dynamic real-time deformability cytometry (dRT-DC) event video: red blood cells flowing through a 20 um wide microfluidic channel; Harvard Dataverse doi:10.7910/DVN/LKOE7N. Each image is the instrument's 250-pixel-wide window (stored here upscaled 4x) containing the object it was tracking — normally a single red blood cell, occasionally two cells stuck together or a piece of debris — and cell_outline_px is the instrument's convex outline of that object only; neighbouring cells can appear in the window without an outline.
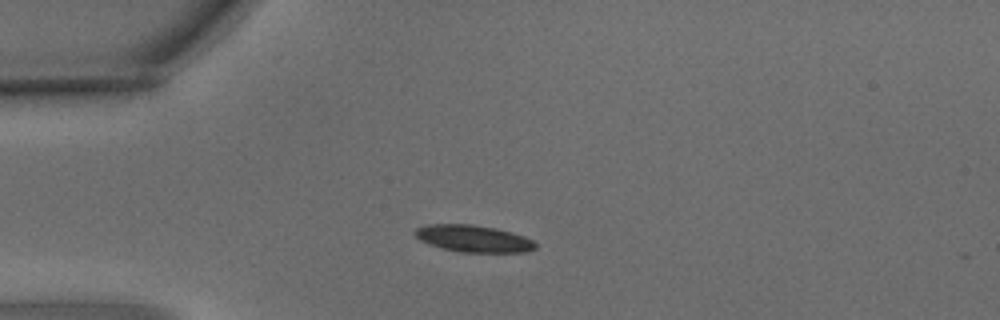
{"species": "common noctule bat (a hibernating species)", "species_latin": "Nyctalus noctula", "temperature_condition": "warm", "stored_images_in_passage": 7, "camera_frame_rate_fps": 3000, "um_per_image_px": 0.085, "animal": {"sex": "male", "body_mass_g": 15.6}, "frame": {"image": 1, "passage_image": 3, "time_ms": 0.667, "image_size_px": [1000, 320], "cell_outline_px": [[536, 248], [528, 252], [460, 252], [428, 244], [420, 240], [412, 232], [416, 228], [428, 224], [472, 224], [496, 228], [512, 232], [524, 236], [532, 240], [536, 244]], "centroid_in_image_um": [40.24, 20.27], "position_along_channel_um": 44.8, "area_um2": 18.96}}
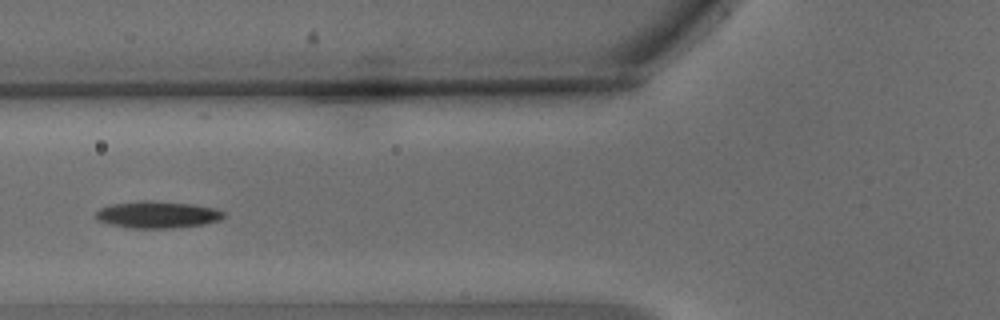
{"frame": {"image": 2, "passage_image": 5, "time_ms": 1.333, "image_size_px": [1000, 320], "cell_outline_px": [[224, 216], [220, 220], [204, 224], [180, 228], [128, 228], [108, 224], [96, 220], [96, 212], [100, 208], [112, 204], [136, 200], [148, 200], [192, 204], [216, 208], [224, 212]], "centroid_in_image_um": [13.36, 18.25], "position_along_channel_um": 112.4, "area_um2": 20.35}}
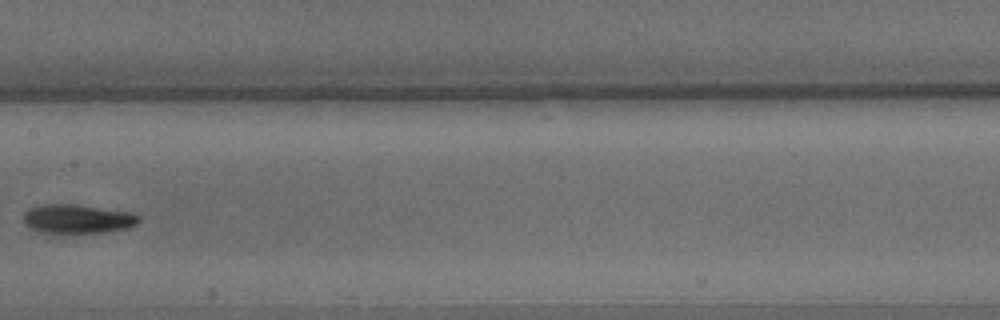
{"frame": {"image": 3, "passage_image": 7, "time_ms": 2.0, "image_size_px": [1000, 320], "cell_outline_px": [[140, 220], [136, 224], [128, 228], [104, 232], [76, 236], [48, 236], [36, 232], [24, 224], [24, 212], [28, 208], [40, 204], [76, 204], [132, 212], [140, 216]], "centroid_in_image_um": [6.51, 18.67], "position_along_channel_um": 200.9, "area_um2": 20.98}}